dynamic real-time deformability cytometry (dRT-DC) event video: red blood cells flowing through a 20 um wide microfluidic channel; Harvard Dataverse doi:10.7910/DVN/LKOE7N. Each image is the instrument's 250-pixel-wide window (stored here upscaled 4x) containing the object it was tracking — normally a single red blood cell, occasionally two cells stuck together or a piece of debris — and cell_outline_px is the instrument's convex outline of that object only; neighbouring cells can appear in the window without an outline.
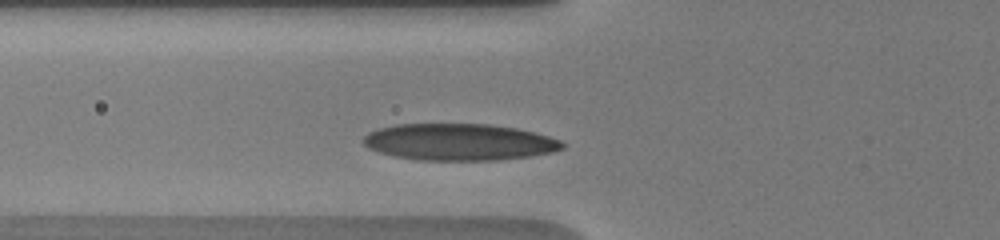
{"species": "human", "species_latin": "Homo sapiens", "temperature_condition": "warm", "stored_images_in_passage": 2, "camera_frame_rate_fps": 3000, "um_per_image_px": 0.085, "donor": {"sex": "male"}, "frame": {"image": 1, "passage_image": 2, "time_ms": 1.0, "image_size_px": [1000, 240], "cell_outline_px": [[564, 148], [552, 152], [532, 156], [496, 160], [416, 160], [396, 156], [380, 152], [368, 148], [364, 144], [364, 136], [368, 132], [380, 128], [396, 124], [488, 124], [516, 128], [548, 136], [560, 140], [564, 144]], "centroid_in_image_um": [39.03, 12.07], "position_along_channel_um": 86.8, "area_um2": 42.48}}